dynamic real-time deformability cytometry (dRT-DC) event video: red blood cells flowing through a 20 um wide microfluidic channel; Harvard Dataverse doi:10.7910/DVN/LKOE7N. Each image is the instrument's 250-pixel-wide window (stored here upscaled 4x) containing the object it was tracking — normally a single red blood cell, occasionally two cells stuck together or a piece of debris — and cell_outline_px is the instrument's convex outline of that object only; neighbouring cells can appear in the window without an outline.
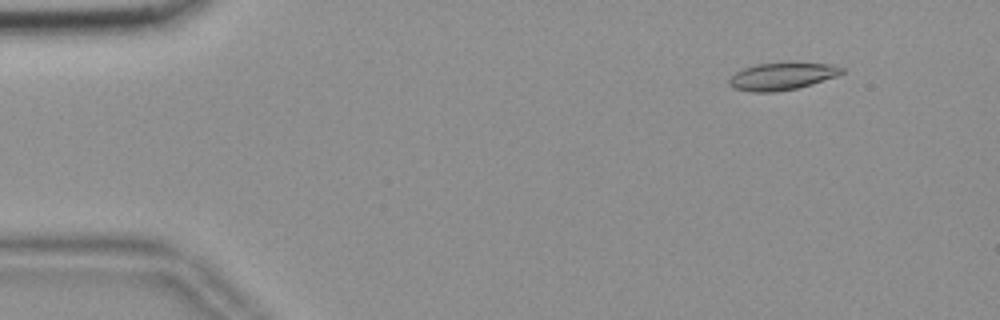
{"species": "common noctule bat (a hibernating species)", "species_latin": "Nyctalus noctula", "temperature_condition": "room temperature", "stored_images_in_passage": 55, "camera_frame_rate_fps": 3000, "um_per_image_px": 0.085, "animal": {"sex": "female", "body_mass_g": 18.4}, "frame": {"image": 1, "passage_image": 6, "time_ms": 1.667, "image_size_px": [1000, 320], "cell_outline_px": [[844, 72], [836, 76], [812, 84], [796, 88], [776, 92], [752, 92], [736, 88], [728, 84], [728, 80], [736, 72], [744, 68], [756, 64], [832, 64], [844, 68]], "centroid_in_image_um": [66.46, 6.5], "position_along_channel_um": 18.5, "area_um2": 17.4}}
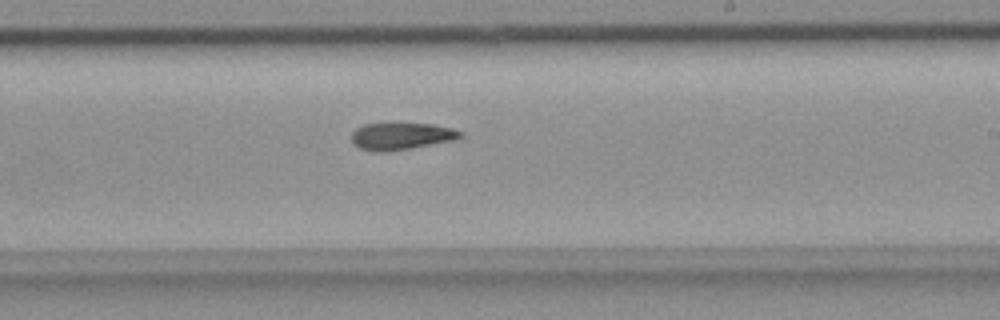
{"frame": {"image": 2, "passage_image": 33, "time_ms": 10.667, "image_size_px": [1000, 320], "cell_outline_px": [[464, 136], [456, 140], [384, 152], [372, 152], [360, 148], [352, 144], [352, 132], [356, 128], [364, 124], [432, 124], [452, 128], [464, 132]], "centroid_in_image_um": [34.12, 11.58], "position_along_channel_um": 254.9, "area_um2": 17.11}}
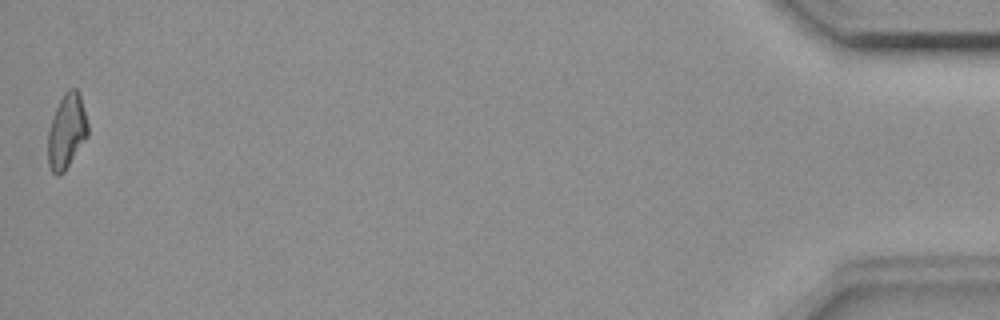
{"frame": {"image": 3, "passage_image": 55, "time_ms": 18.0, "image_size_px": [1000, 320], "cell_outline_px": [[88, 136], [64, 172], [60, 176], [56, 176], [52, 172], [48, 164], [48, 128], [56, 108], [64, 92], [68, 88], [76, 88], [80, 92], [88, 124]], "centroid_in_image_um": [5.67, 11.15], "position_along_channel_um": 429.5, "area_um2": 17.57}}